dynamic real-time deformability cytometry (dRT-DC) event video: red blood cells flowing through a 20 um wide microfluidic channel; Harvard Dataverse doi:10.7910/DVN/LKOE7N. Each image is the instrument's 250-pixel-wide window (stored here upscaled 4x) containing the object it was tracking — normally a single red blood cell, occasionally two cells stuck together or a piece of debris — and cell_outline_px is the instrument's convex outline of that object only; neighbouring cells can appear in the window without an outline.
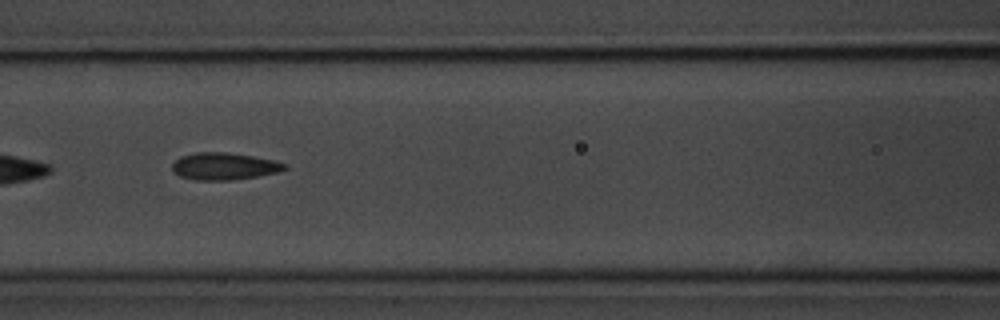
{"species": "common noctule bat (a hibernating species)", "species_latin": "Nyctalus noctula", "temperature_condition": "room temperature", "stored_images_in_passage": 15, "camera_frame_rate_fps": 3000, "um_per_image_px": 0.085, "animal": {"sex": "male", "body_mass_g": 20.1, "forearm_length_mm": 53.5}, "frame": {"image": 1, "passage_image": 9, "time_ms": 2.667, "image_size_px": [1000, 320], "cell_outline_px": [[288, 168], [276, 172], [256, 176], [232, 180], [196, 180], [180, 176], [172, 172], [172, 164], [180, 156], [196, 152], [224, 152], [252, 156], [276, 160], [288, 164]], "centroid_in_image_um": [19.04, 14.13], "position_along_channel_um": 147.6, "area_um2": 17.8}}